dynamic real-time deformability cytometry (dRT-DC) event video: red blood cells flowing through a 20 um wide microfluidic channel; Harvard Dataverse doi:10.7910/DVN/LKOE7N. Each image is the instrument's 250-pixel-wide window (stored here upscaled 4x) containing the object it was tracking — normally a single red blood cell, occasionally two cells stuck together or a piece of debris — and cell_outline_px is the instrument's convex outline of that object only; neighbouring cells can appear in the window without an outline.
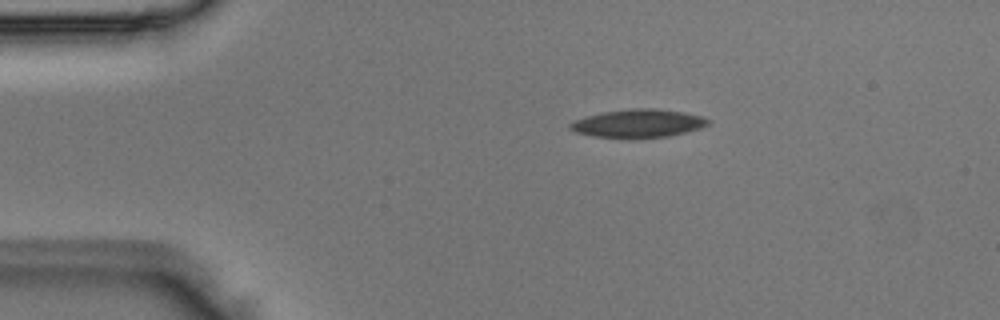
{"species": "Egyptian fruit bat (a non-hibernating species)", "species_latin": "Rousettus aegyptiacus", "temperature_condition": "room temperature", "stored_images_in_passage": 42, "camera_frame_rate_fps": 3000, "um_per_image_px": 0.085, "animal": {"sex": "male"}, "frame": {"image": 1, "passage_image": 1, "time_ms": 0.0, "image_size_px": [1000, 320], "cell_outline_px": [[712, 120], [708, 124], [700, 128], [688, 132], [668, 136], [632, 140], [592, 136], [576, 132], [568, 128], [568, 124], [576, 120], [588, 116], [604, 112], [632, 108], [656, 108], [684, 112], [700, 116]], "centroid_in_image_um": [54.26, 10.51], "position_along_channel_um": 30.7, "area_um2": 23.12}}
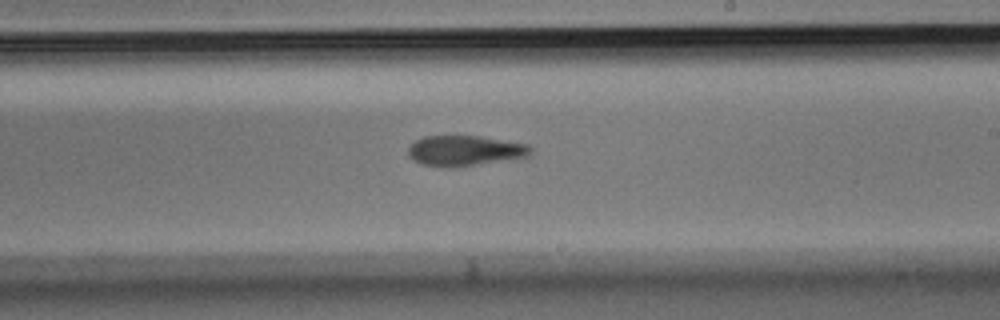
{"frame": {"image": 2, "passage_image": 21, "time_ms": 6.667, "image_size_px": [1000, 320], "cell_outline_px": [[532, 152], [528, 156], [452, 168], [444, 168], [420, 164], [408, 156], [408, 148], [416, 140], [424, 136], [480, 136], [528, 144], [532, 148]], "centroid_in_image_um": [39.48, 12.81], "position_along_channel_um": 249.5, "area_um2": 21.68}}
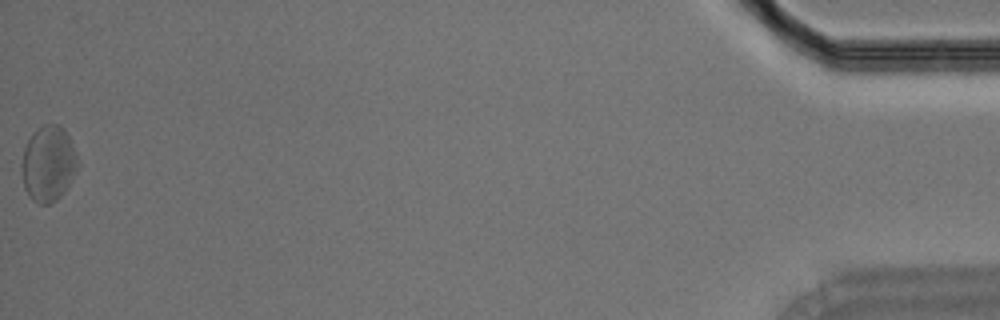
{"frame": {"image": 3, "passage_image": 42, "time_ms": 13.667, "image_size_px": [1000, 320], "cell_outline_px": [[76, 168], [64, 192], [56, 200], [48, 204], [36, 204], [28, 196], [24, 188], [20, 168], [20, 164], [24, 148], [32, 132], [36, 128], [44, 124], [56, 124], [64, 128], [68, 136], [76, 156]], "centroid_in_image_um": [4.03, 13.92], "position_along_channel_um": 431.2, "area_um2": 24.62}}